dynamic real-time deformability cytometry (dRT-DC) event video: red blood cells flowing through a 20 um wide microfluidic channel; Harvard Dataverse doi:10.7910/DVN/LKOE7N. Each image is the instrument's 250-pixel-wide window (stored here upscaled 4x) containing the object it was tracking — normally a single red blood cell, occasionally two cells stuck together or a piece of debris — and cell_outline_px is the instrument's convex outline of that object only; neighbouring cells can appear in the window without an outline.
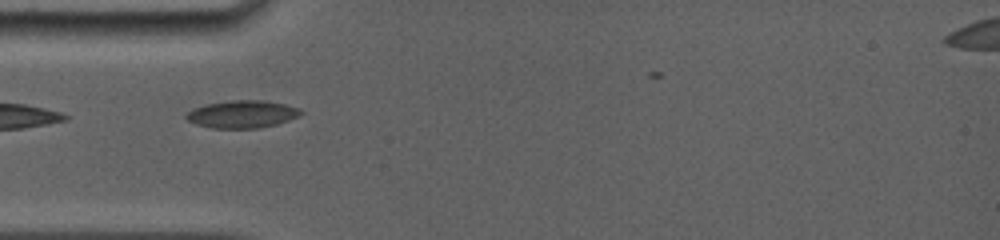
{"species": "common noctule bat (a hibernating species)", "species_latin": "Nyctalus noctula", "temperature_condition": "room temperature", "stored_images_in_passage": 17, "camera_frame_rate_fps": 5000, "um_per_image_px": 0.085, "animal": {"sex": "female", "body_mass_g": 19.0, "forearm_length_mm": 56.7}, "frame": {"image": 1, "passage_image": 1, "time_ms": 0.0, "image_size_px": [1000, 240], "cell_outline_px": [[304, 112], [300, 116], [276, 124], [256, 128], [212, 128], [196, 124], [188, 120], [184, 116], [192, 108], [204, 104], [232, 100], [264, 100], [284, 104], [300, 108]], "centroid_in_image_um": [20.58, 9.69], "position_along_channel_um": 64.4, "area_um2": 18.44}}
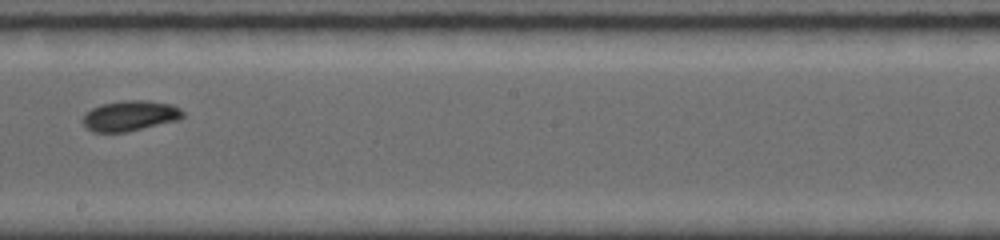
{"frame": {"image": 2, "passage_image": 8, "time_ms": 4.4, "image_size_px": [1000, 240], "cell_outline_px": [[184, 116], [180, 120], [128, 132], [92, 132], [80, 120], [84, 112], [100, 104], [124, 100], [148, 100], [172, 104], [180, 108], [184, 112]], "centroid_in_image_um": [11.05, 9.84], "position_along_channel_um": 237.1, "area_um2": 18.15}}
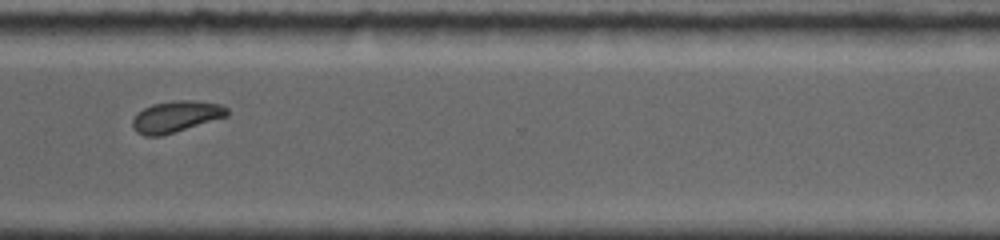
{"frame": {"image": 3, "passage_image": 13, "time_ms": 7.4, "image_size_px": [1000, 240], "cell_outline_px": [[228, 116], [160, 136], [144, 136], [136, 132], [132, 128], [132, 120], [144, 108], [152, 104], [176, 100], [196, 100], [220, 104], [228, 108]], "centroid_in_image_um": [14.96, 9.9], "position_along_channel_um": 355.6, "area_um2": 17.17}}